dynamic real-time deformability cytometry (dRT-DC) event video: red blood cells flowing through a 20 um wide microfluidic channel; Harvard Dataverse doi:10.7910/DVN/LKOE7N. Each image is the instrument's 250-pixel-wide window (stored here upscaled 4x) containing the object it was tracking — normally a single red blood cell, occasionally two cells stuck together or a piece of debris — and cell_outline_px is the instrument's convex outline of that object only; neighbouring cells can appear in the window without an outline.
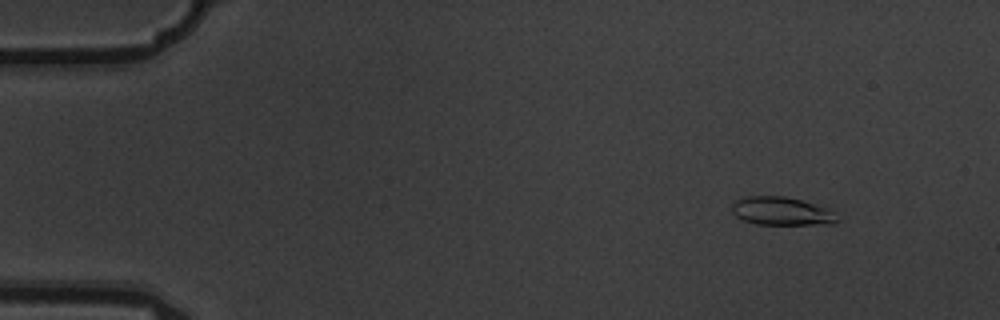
{"species": "common noctule bat (a hibernating species)", "species_latin": "Nyctalus noctula", "temperature_condition": "warm", "stored_images_in_passage": 4, "camera_frame_rate_fps": 3000, "um_per_image_px": 0.085, "animal": {"sex": "male", "body_mass_g": 19.5, "forearm_length_mm": 54.6}, "frame": {"image": 1, "passage_image": 1, "time_ms": 0.0, "image_size_px": [1000, 320], "cell_outline_px": [[840, 220], [832, 224], [756, 224], [744, 220], [736, 216], [732, 212], [732, 204], [736, 200], [748, 196], [784, 196], [800, 200], [824, 208], [832, 212]], "centroid_in_image_um": [66.39, 17.95], "position_along_channel_um": 18.6, "area_um2": 16.99}}
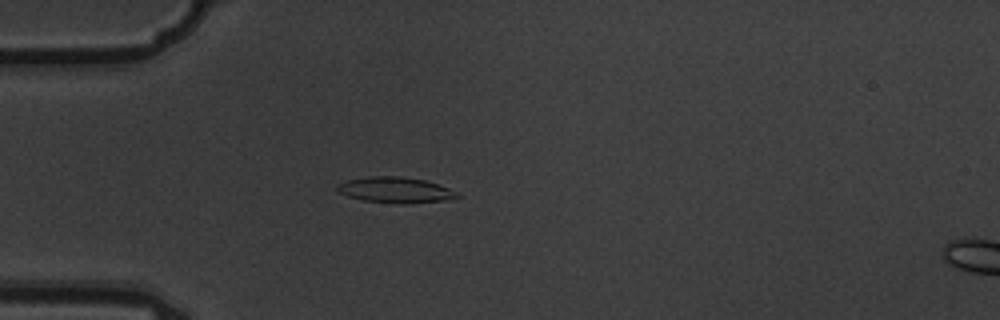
{"frame": {"image": 2, "passage_image": 4, "time_ms": 1.0, "image_size_px": [1000, 320], "cell_outline_px": [[460, 196], [444, 200], [408, 204], [400, 204], [364, 200], [348, 196], [340, 192], [336, 188], [344, 180], [368, 176], [400, 176], [424, 180], [448, 188], [456, 192]], "centroid_in_image_um": [33.58, 16.14], "position_along_channel_um": 51.4, "area_um2": 17.8}}